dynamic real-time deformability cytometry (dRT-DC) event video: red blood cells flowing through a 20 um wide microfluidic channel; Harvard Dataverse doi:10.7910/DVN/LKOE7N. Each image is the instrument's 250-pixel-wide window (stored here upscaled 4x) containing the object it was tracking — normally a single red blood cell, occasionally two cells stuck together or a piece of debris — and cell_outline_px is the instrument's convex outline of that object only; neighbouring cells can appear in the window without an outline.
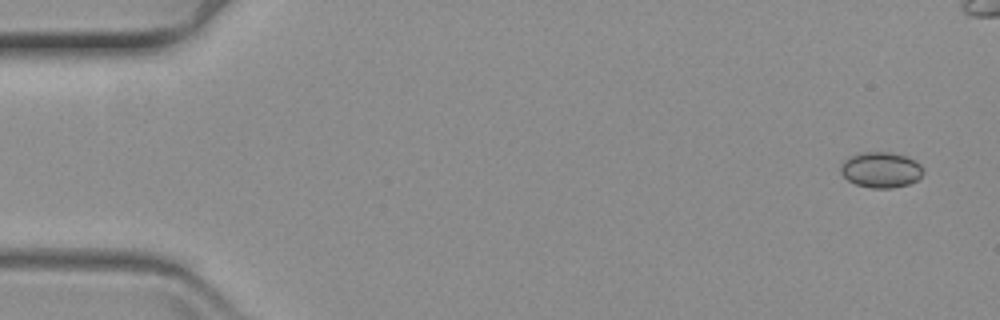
{"species": "common noctule bat (a hibernating species)", "species_latin": "Nyctalus noctula", "temperature_condition": "warm", "stored_images_in_passage": 61, "camera_frame_rate_fps": 3000, "um_per_image_px": 0.085, "animal": {"sex": "female", "body_mass_g": 19.3, "forearm_length_mm": 54.1}, "frame": {"image": 1, "passage_image": 1, "time_ms": 0.0, "image_size_px": [1000, 320], "cell_outline_px": [[924, 172], [916, 180], [908, 184], [892, 188], [872, 188], [856, 184], [848, 180], [840, 172], [840, 164], [848, 156], [860, 152], [888, 152], [908, 156], [916, 160], [924, 168]], "centroid_in_image_um": [74.87, 14.42], "position_along_channel_um": 10.1, "area_um2": 17.34}}
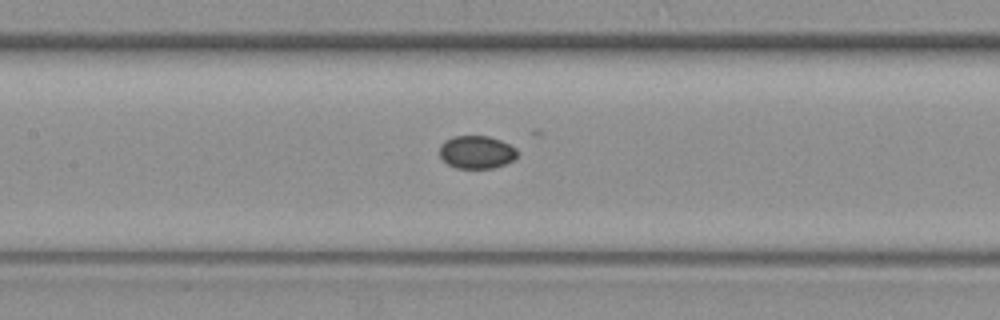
{"frame": {"image": 2, "passage_image": 27, "time_ms": 8.667, "image_size_px": [1000, 320], "cell_outline_px": [[520, 152], [512, 160], [504, 164], [492, 168], [456, 168], [448, 164], [440, 156], [440, 144], [444, 140], [452, 136], [488, 136], [500, 140], [516, 148]], "centroid_in_image_um": [40.5, 12.92], "position_along_channel_um": 166.9, "area_um2": 14.91}}
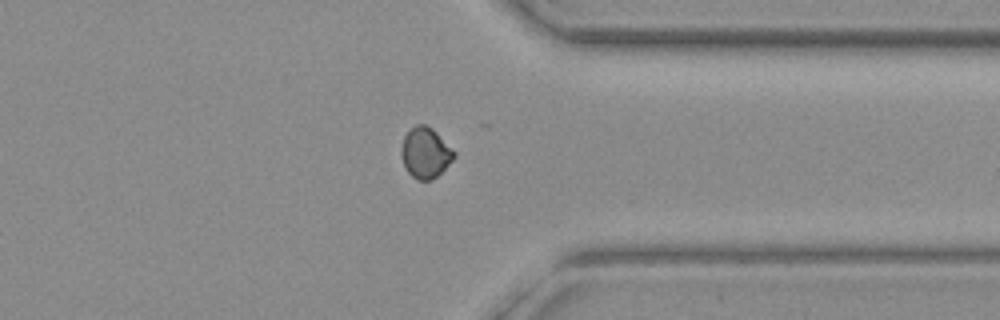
{"frame": {"image": 3, "passage_image": 46, "time_ms": 15.0, "image_size_px": [1000, 320], "cell_outline_px": [[456, 156], [432, 180], [416, 180], [404, 168], [400, 156], [400, 148], [404, 136], [416, 124], [424, 124], [432, 128], [456, 152]], "centroid_in_image_um": [36.13, 12.99], "position_along_channel_um": 375.3, "area_um2": 15.61}}